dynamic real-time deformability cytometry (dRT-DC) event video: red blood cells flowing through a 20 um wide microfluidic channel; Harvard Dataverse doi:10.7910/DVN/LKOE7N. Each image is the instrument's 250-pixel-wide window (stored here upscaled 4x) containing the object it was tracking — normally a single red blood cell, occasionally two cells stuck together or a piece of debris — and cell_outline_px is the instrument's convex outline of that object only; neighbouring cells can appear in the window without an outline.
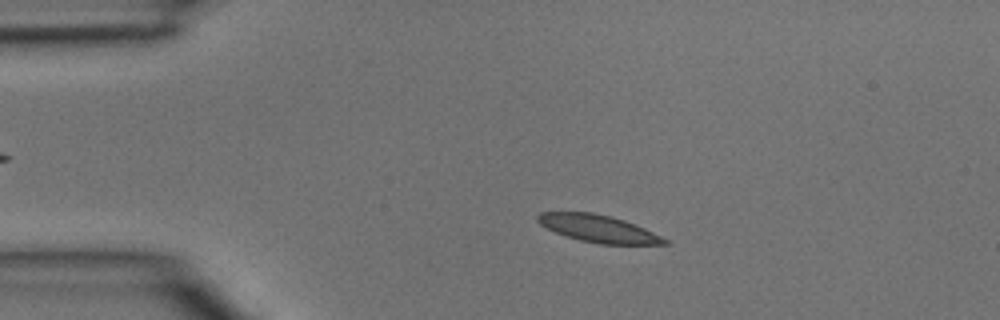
{"species": "common noctule bat (a hibernating species)", "species_latin": "Nyctalus noctula", "temperature_condition": "room temperature", "stored_images_in_passage": 2, "camera_frame_rate_fps": 3000, "um_per_image_px": 0.085, "animal": {"sex": "male", "body_mass_g": 15.6}, "frame": {"image": 1, "passage_image": 2, "time_ms": 0.333, "image_size_px": [1000, 320], "cell_outline_px": [[668, 244], [600, 244], [580, 240], [556, 232], [540, 224], [536, 220], [536, 216], [540, 212], [592, 212], [624, 220], [636, 224], [668, 240]], "centroid_in_image_um": [50.84, 19.42], "position_along_channel_um": 34.2, "area_um2": 19.88}}